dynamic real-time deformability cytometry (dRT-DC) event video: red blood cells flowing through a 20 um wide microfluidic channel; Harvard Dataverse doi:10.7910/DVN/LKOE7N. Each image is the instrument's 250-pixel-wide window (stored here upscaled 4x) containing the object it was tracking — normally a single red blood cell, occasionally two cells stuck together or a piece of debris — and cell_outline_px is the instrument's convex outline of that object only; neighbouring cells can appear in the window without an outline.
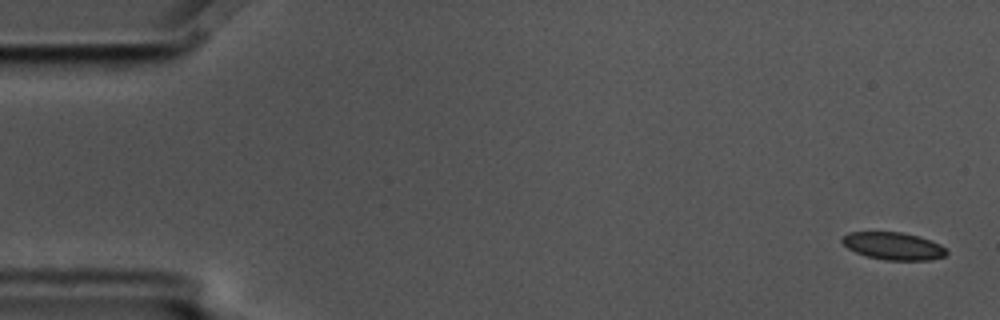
{"species": "common noctule bat (a hibernating species)", "species_latin": "Nyctalus noctula", "temperature_condition": "cold", "stored_images_in_passage": 13, "camera_frame_rate_fps": 3000, "um_per_image_px": 0.085, "animal": {"sex": "male", "body_mass_g": 17.5, "forearm_length_mm": 52.3}, "frame": {"image": 1, "passage_image": 1, "time_ms": 0.0, "image_size_px": [1000, 320], "cell_outline_px": [[948, 252], [944, 256], [932, 260], [884, 260], [868, 256], [856, 252], [848, 248], [840, 240], [848, 232], [900, 232], [920, 236], [932, 240], [940, 244]], "centroid_in_image_um": [75.96, 20.91], "position_along_channel_um": 9.0, "area_um2": 16.7}}
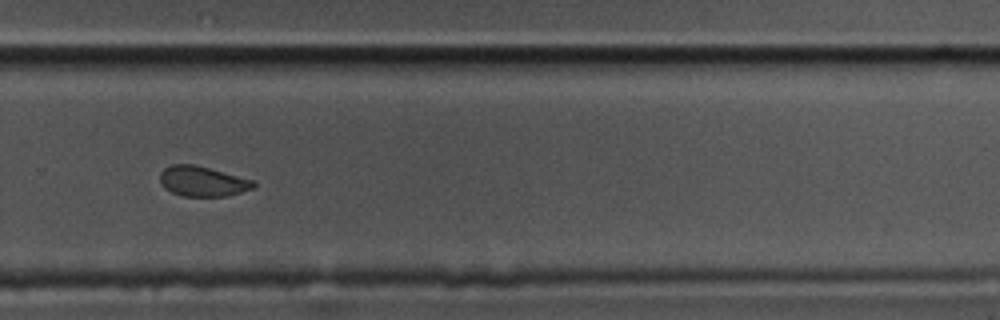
{"frame": {"image": 2, "passage_image": 11, "time_ms": 3.333, "image_size_px": [1000, 320], "cell_outline_px": [[256, 184], [252, 188], [228, 196], [180, 196], [164, 188], [160, 180], [160, 172], [164, 168], [172, 164], [192, 164], [256, 180]], "centroid_in_image_um": [17.21, 15.41], "position_along_channel_um": 312.6, "area_um2": 16.42}}
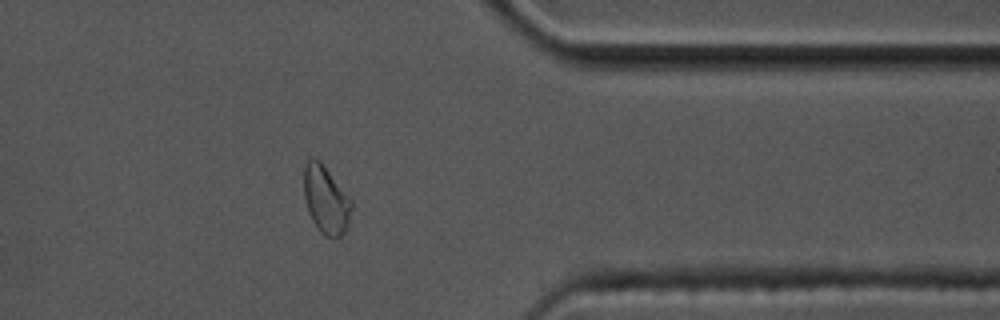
{"frame": {"image": 3, "passage_image": 13, "time_ms": 4.0, "image_size_px": [1000, 320], "cell_outline_px": [[352, 208], [348, 224], [344, 232], [340, 236], [324, 236], [316, 228], [308, 212], [304, 196], [304, 164], [308, 156], [312, 156], [320, 160], [352, 200]], "centroid_in_image_um": [27.68, 16.94], "position_along_channel_um": 383.7, "area_um2": 19.02}}